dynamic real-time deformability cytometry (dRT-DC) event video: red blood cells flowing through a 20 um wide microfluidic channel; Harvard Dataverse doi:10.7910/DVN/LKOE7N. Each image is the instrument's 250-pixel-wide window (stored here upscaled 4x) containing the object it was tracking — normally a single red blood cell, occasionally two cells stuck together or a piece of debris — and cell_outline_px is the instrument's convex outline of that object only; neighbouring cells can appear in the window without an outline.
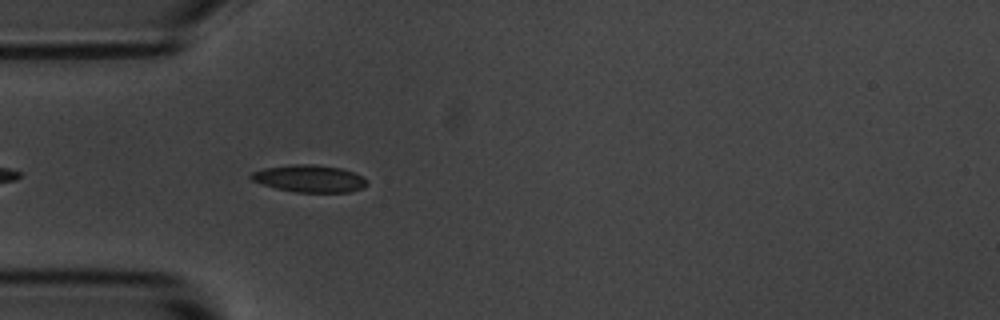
{"species": "common noctule bat (a hibernating species)", "species_latin": "Nyctalus noctula", "temperature_condition": "room temperature", "stored_images_in_passage": 4, "camera_frame_rate_fps": 3000, "um_per_image_px": 0.085, "animal": {"sex": "male", "body_mass_g": 20.1, "forearm_length_mm": 53.5}, "frame": {"image": 1, "passage_image": 4, "time_ms": 3.333, "image_size_px": [1000, 320], "cell_outline_px": [[368, 184], [364, 188], [348, 192], [296, 192], [276, 188], [252, 180], [248, 176], [252, 172], [264, 168], [292, 164], [316, 164], [340, 168], [364, 176], [368, 180]], "centroid_in_image_um": [26.34, 15.17], "position_along_channel_um": 58.7, "area_um2": 18.44}}